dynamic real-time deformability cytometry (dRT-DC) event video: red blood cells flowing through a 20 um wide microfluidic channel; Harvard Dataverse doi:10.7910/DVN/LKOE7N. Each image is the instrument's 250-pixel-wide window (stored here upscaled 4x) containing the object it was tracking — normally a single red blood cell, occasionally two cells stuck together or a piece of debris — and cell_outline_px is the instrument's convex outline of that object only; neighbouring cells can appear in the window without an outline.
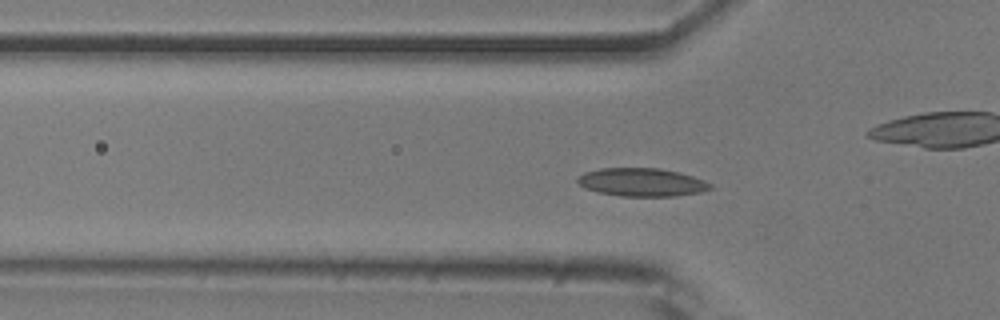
{"species": "common noctule bat (a hibernating species)", "species_latin": "Nyctalus noctula", "temperature_condition": "room temperature", "stored_images_in_passage": 43, "camera_frame_rate_fps": 3000, "um_per_image_px": 0.085, "animal": {"sex": "male", "body_mass_g": 20.5, "forearm_length_mm": 52.5}, "frame": {"image": 1, "passage_image": 6, "time_ms": 1.667, "image_size_px": [1000, 320], "cell_outline_px": [[712, 188], [700, 192], [676, 196], [620, 196], [596, 192], [584, 188], [576, 180], [584, 172], [600, 168], [660, 168], [680, 172], [704, 180], [712, 184]], "centroid_in_image_um": [54.55, 15.49], "position_along_channel_um": 71.3, "area_um2": 21.91}}
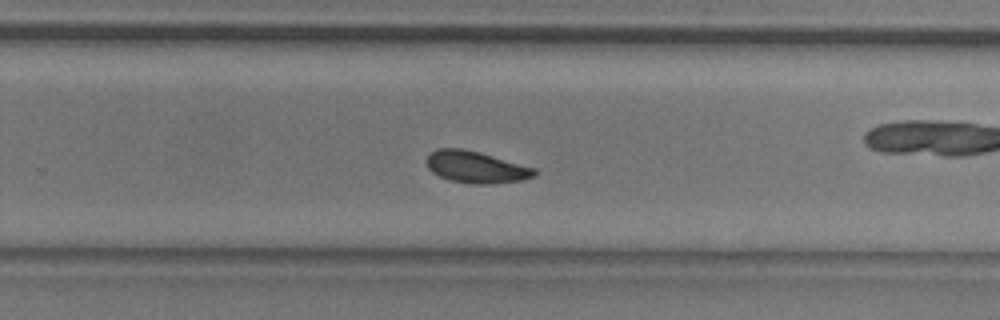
{"frame": {"image": 2, "passage_image": 23, "time_ms": 7.333, "image_size_px": [1000, 320], "cell_outline_px": [[536, 176], [520, 180], [492, 184], [472, 184], [452, 180], [440, 176], [432, 172], [428, 168], [428, 156], [436, 148], [460, 148], [480, 152], [536, 168]], "centroid_in_image_um": [40.49, 14.2], "position_along_channel_um": 289.3, "area_um2": 19.83}}
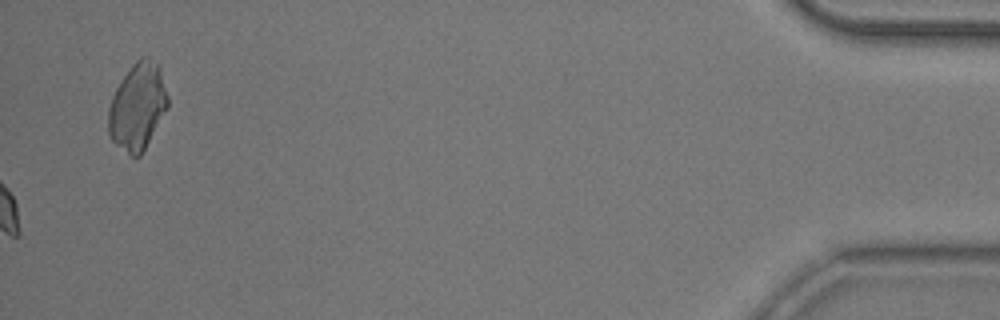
{"frame": {"image": 3, "passage_image": 43, "time_ms": 14.0, "image_size_px": [1000, 320], "cell_outline_px": [[168, 108], [140, 156], [132, 156], [116, 144], [112, 140], [108, 132], [108, 108], [112, 96], [116, 88], [132, 64], [140, 56], [148, 56], [160, 64], [168, 96]], "centroid_in_image_um": [11.71, 9.01], "position_along_channel_um": 423.5, "area_um2": 30.17}, "authors_computed_cell_mechanics": {"area_um2": 19.8254, "velocity_mm_per_s": 3.8376, "shape_relaxation_time_tau1_ms": 3.051, "shape_relaxation_time_tau2_ms": 3.9726, "deformation_change_tau1": 0.0817, "deformation_change_tau2": 0.0856}}